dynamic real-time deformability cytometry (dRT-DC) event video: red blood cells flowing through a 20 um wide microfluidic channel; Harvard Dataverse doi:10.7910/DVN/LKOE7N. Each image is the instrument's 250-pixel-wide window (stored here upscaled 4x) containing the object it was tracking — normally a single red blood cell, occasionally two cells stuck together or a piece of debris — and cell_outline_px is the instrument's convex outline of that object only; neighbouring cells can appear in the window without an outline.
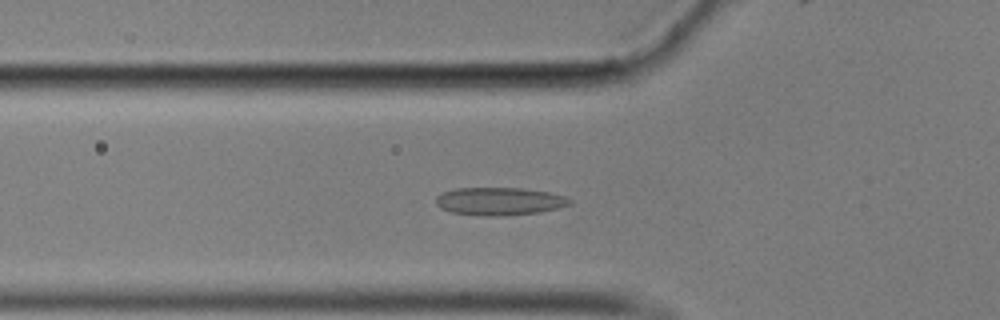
{"species": "common noctule bat (a hibernating species)", "species_latin": "Nyctalus noctula", "temperature_condition": "cold", "stored_images_in_passage": 56, "camera_frame_rate_fps": 3000, "um_per_image_px": 0.085, "animal": {"sex": "male", "body_mass_g": 17.9}, "frame": {"image": 1, "passage_image": 19, "time_ms": 6.0, "image_size_px": [1000, 320], "cell_outline_px": [[572, 204], [560, 208], [540, 212], [504, 216], [480, 216], [452, 212], [440, 208], [436, 204], [436, 196], [440, 192], [456, 188], [524, 188], [548, 192], [564, 196], [572, 200]], "centroid_in_image_um": [42.45, 17.11], "position_along_channel_um": 83.4, "area_um2": 22.02}}
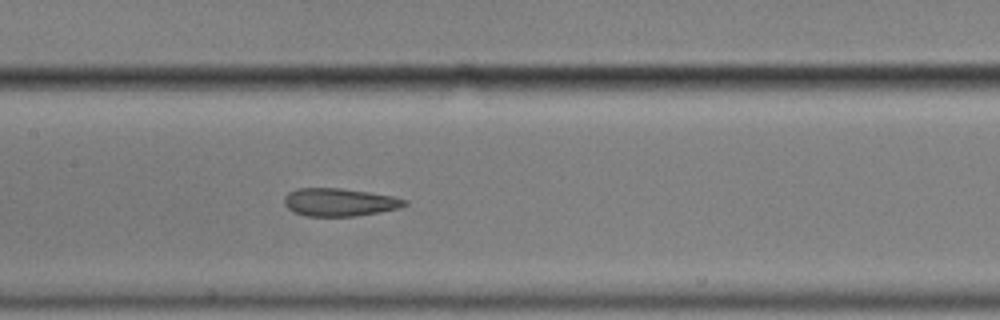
{"frame": {"image": 2, "passage_image": 27, "time_ms": 8.667, "image_size_px": [1000, 320], "cell_outline_px": [[408, 204], [400, 208], [380, 212], [356, 216], [308, 216], [292, 212], [284, 204], [284, 196], [288, 192], [296, 188], [340, 188], [368, 192], [392, 196], [408, 200]], "centroid_in_image_um": [28.84, 17.19], "position_along_channel_um": 178.6, "area_um2": 19.71}}
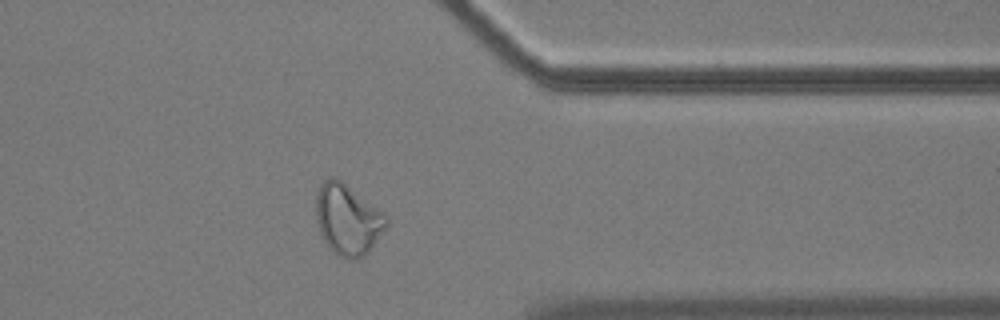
{"frame": {"image": 3, "passage_image": 45, "time_ms": 14.667, "image_size_px": [1000, 320], "cell_outline_px": [[388, 224], [368, 252], [364, 256], [356, 260], [348, 260], [332, 252], [324, 240], [320, 232], [316, 220], [316, 192], [320, 184], [328, 176], [332, 176], [340, 180], [384, 212], [388, 216]], "centroid_in_image_um": [29.54, 18.66], "position_along_channel_um": 381.9, "area_um2": 29.13}, "authors_computed_cell_mechanics": {"area_um2": 21.9351, "velocity_mm_per_s": 3.531, "shape_relaxation_time_tau1_ms": null, "shape_relaxation_time_tau2_ms": 2.4764, "deformation_change_tau1": null, "deformation_change_tau2": 0.094}}